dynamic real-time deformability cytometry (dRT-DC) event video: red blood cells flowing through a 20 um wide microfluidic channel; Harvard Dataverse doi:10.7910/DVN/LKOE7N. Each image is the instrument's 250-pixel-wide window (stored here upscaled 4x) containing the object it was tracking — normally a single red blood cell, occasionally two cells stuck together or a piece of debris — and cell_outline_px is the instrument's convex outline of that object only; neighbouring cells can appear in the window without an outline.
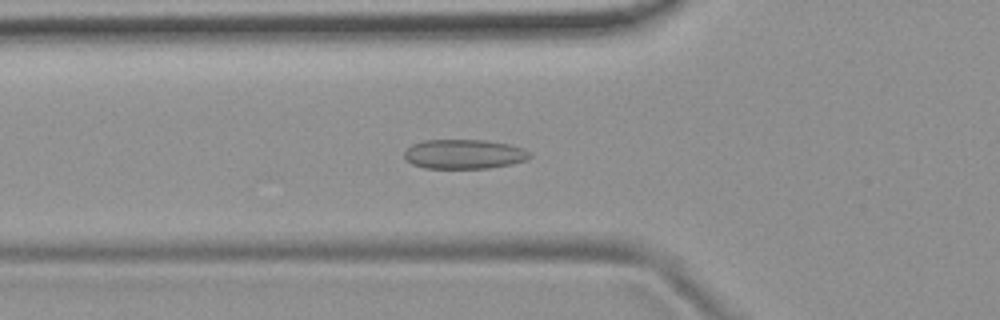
{"species": "common noctule bat (a hibernating species)", "species_latin": "Nyctalus noctula", "temperature_condition": "room temperature", "stored_images_in_passage": 52, "camera_frame_rate_fps": 3000, "um_per_image_px": 0.085, "animal": {"sex": "female", "body_mass_g": 19.9}, "frame": {"image": 1, "passage_image": 18, "time_ms": 5.667, "image_size_px": [1000, 320], "cell_outline_px": [[532, 156], [524, 160], [512, 164], [488, 168], [424, 168], [412, 164], [404, 156], [404, 152], [412, 144], [424, 140], [488, 140], [508, 144], [524, 148], [532, 152]], "centroid_in_image_um": [39.47, 13.09], "position_along_channel_um": 86.3, "area_um2": 21.62}}
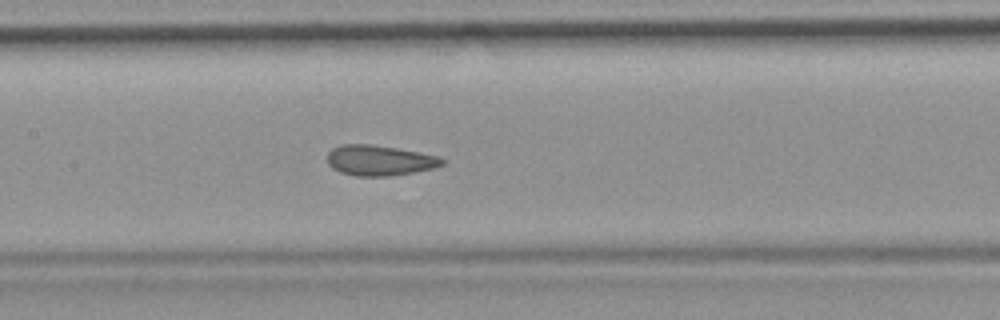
{"frame": {"image": 2, "passage_image": 25, "time_ms": 8.0, "image_size_px": [1000, 320], "cell_outline_px": [[444, 164], [432, 168], [412, 172], [388, 176], [356, 176], [340, 172], [332, 168], [328, 164], [328, 152], [332, 148], [340, 144], [368, 144], [396, 148], [440, 156], [444, 160]], "centroid_in_image_um": [32.23, 13.63], "position_along_channel_um": 175.2, "area_um2": 20.23}}
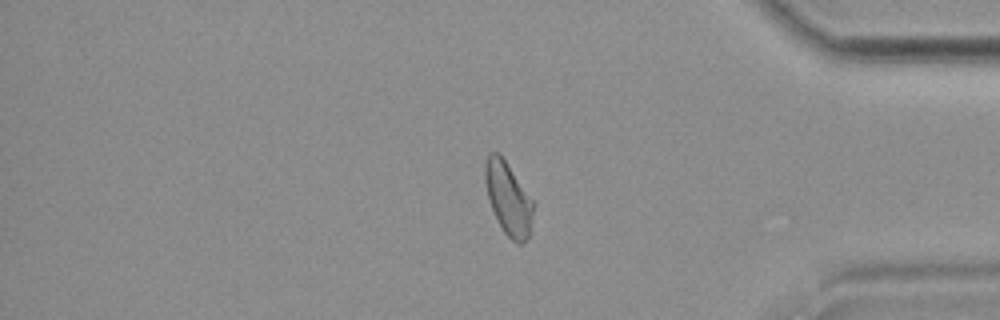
{"frame": {"image": 3, "passage_image": 44, "time_ms": 14.333, "image_size_px": [1000, 320], "cell_outline_px": [[536, 204], [528, 236], [524, 244], [516, 244], [504, 232], [492, 208], [488, 196], [484, 180], [484, 164], [488, 156], [492, 152], [500, 152]], "centroid_in_image_um": [43.23, 16.86], "position_along_channel_um": 392.0, "area_um2": 20.58}, "authors_computed_cell_mechanics": {"area_um2": 21.0392, "velocity_mm_per_s": 3.7831, "shape_relaxation_time_tau1_ms": null, "shape_relaxation_time_tau2_ms": 1.6103, "deformation_change_tau1": null, "deformation_change_tau2": 0.0903}}